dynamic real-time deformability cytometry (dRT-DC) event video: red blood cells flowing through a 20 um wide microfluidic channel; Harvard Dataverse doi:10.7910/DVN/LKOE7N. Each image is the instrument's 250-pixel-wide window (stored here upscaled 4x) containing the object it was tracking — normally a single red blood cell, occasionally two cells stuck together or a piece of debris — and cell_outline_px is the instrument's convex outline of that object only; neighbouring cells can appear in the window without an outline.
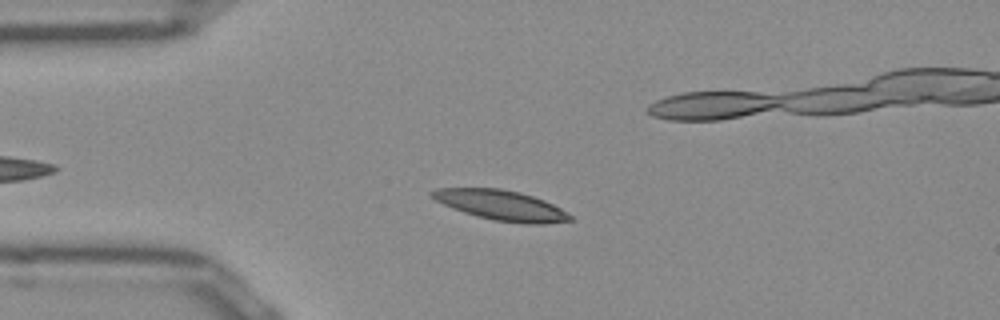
{"species": "Egyptian fruit bat (a non-hibernating species)", "species_latin": "Rousettus aegyptiacus", "temperature_condition": "room temperature", "stored_images_in_passage": 44, "camera_frame_rate_fps": 3000, "um_per_image_px": 0.085, "frame": {"image": 1, "passage_image": 9, "time_ms": 2.667, "image_size_px": [1000, 320], "cell_outline_px": [[576, 220], [544, 224], [528, 224], [492, 220], [476, 216], [452, 208], [436, 200], [428, 192], [436, 188], [500, 188], [520, 192], [544, 200], [560, 208], [572, 216]], "centroid_in_image_um": [42.61, 17.45], "position_along_channel_um": 42.4, "area_um2": 24.22}}
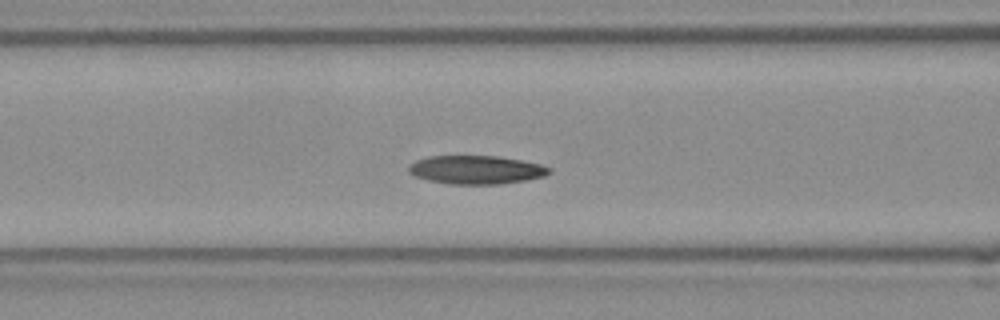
{"frame": {"image": 2, "passage_image": 17, "time_ms": 5.333, "image_size_px": [1000, 320], "cell_outline_px": [[552, 172], [544, 176], [524, 180], [500, 184], [448, 184], [428, 180], [416, 176], [408, 172], [408, 168], [416, 160], [428, 156], [496, 156], [520, 160], [540, 164], [552, 168]], "centroid_in_image_um": [40.48, 14.43], "position_along_channel_um": 126.1, "area_um2": 23.24}}
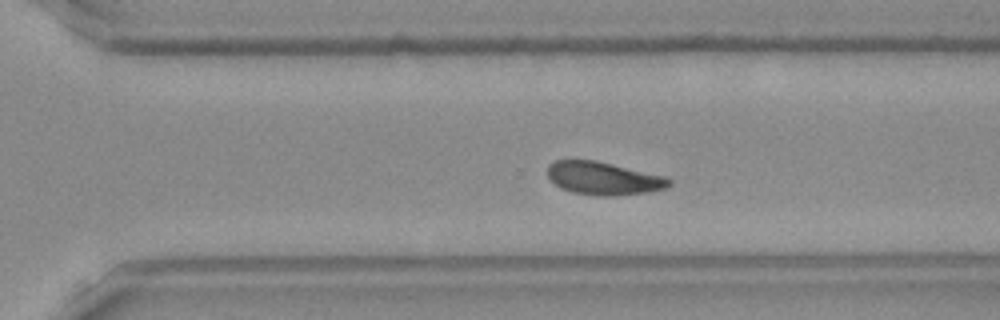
{"frame": {"image": 3, "passage_image": 32, "time_ms": 10.333, "image_size_px": [1000, 320], "cell_outline_px": [[672, 184], [668, 188], [648, 192], [612, 196], [608, 196], [572, 192], [560, 188], [548, 176], [548, 164], [556, 160], [596, 160], [664, 176], [672, 180]], "centroid_in_image_um": [51.32, 15.15], "position_along_channel_um": 319.3, "area_um2": 23.24}, "authors_computed_cell_mechanics": {"area_um2": 23.3801, "velocity_mm_per_s": 3.8742, "shape_relaxation_time_tau1_ms": 3.7333, "shape_relaxation_time_tau2_ms": 6.2597, "deformation_change_tau1": 0.1149, "deformation_change_tau2": 0.1284}}